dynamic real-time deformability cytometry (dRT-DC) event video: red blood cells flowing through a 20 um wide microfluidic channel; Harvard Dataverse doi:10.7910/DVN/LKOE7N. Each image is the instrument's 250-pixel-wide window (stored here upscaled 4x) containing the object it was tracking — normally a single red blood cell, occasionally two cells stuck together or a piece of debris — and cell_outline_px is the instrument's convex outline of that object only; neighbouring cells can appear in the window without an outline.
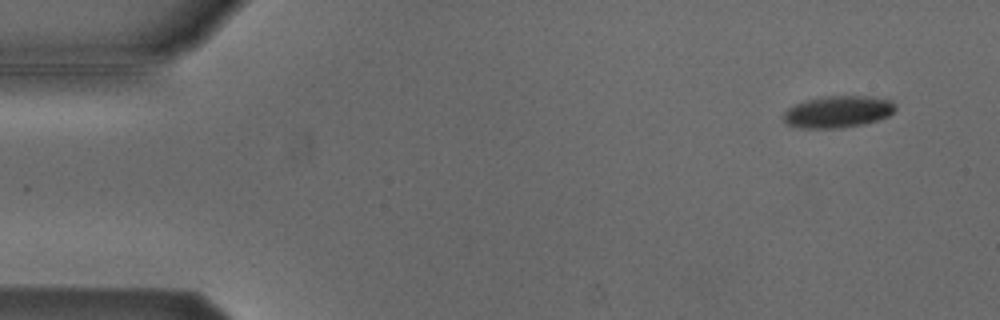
{"species": "Egyptian fruit bat (a non-hibernating species)", "species_latin": "Rousettus aegyptiacus", "temperature_condition": "cold", "stored_images_in_passage": 4, "camera_frame_rate_fps": 3000, "um_per_image_px": 0.085, "animal": {"sex": "male"}, "frame": {"image": 1, "passage_image": 1, "time_ms": 0.0, "image_size_px": [1000, 320], "cell_outline_px": [[896, 108], [888, 116], [864, 124], [840, 128], [800, 128], [788, 124], [784, 120], [784, 112], [788, 108], [804, 100], [824, 96], [872, 96], [892, 100], [896, 104]], "centroid_in_image_um": [71.24, 9.49], "position_along_channel_um": 13.8, "area_um2": 20.81}}